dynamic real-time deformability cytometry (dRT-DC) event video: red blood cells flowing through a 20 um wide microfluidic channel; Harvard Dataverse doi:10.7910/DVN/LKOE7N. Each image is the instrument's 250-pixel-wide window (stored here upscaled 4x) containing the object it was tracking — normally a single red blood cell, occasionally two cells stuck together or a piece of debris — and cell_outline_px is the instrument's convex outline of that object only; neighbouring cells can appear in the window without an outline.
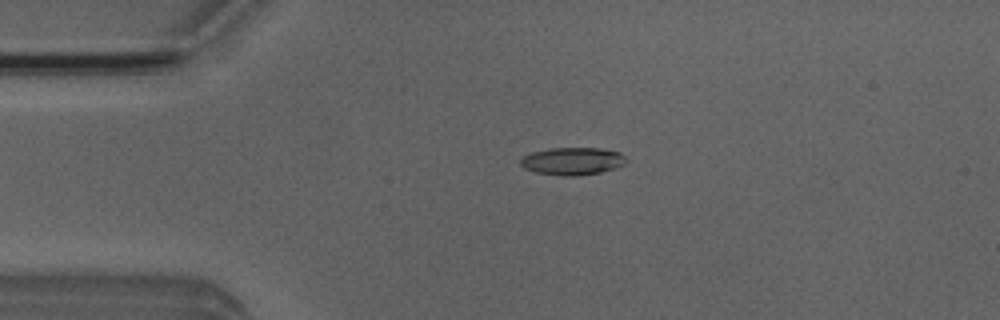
{"species": "Egyptian fruit bat (a non-hibernating species)", "species_latin": "Rousettus aegyptiacus", "temperature_condition": "room temperature", "stored_images_in_passage": 41, "camera_frame_rate_fps": 3000, "um_per_image_px": 0.085, "animal": {"sex": "male"}, "frame": {"image": 1, "passage_image": 1, "time_ms": 0.0, "image_size_px": [1000, 320], "cell_outline_px": [[628, 160], [624, 164], [616, 168], [600, 172], [576, 176], [560, 176], [536, 172], [524, 168], [520, 164], [520, 160], [524, 156], [532, 152], [552, 148], [600, 148], [620, 152]], "centroid_in_image_um": [48.68, 13.7], "position_along_channel_um": 36.3, "area_um2": 16.99}}
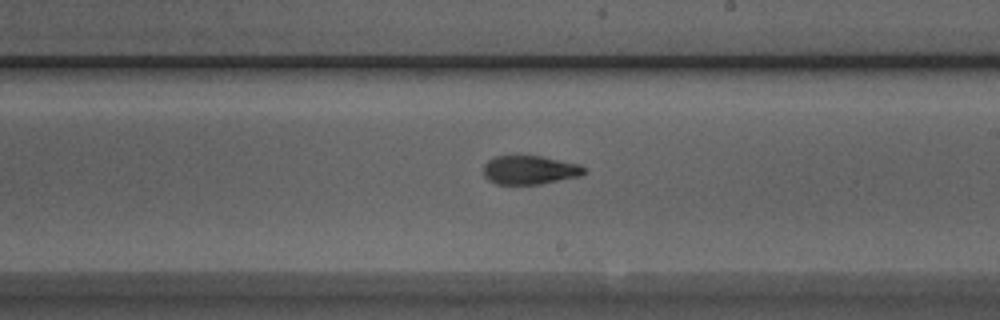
{"frame": {"image": 2, "passage_image": 19, "time_ms": 6.0, "image_size_px": [1000, 320], "cell_outline_px": [[588, 172], [580, 176], [540, 184], [496, 184], [488, 180], [484, 176], [484, 164], [488, 160], [496, 156], [540, 156], [580, 164]], "centroid_in_image_um": [45.03, 14.45], "position_along_channel_um": 244.0, "area_um2": 16.88}}
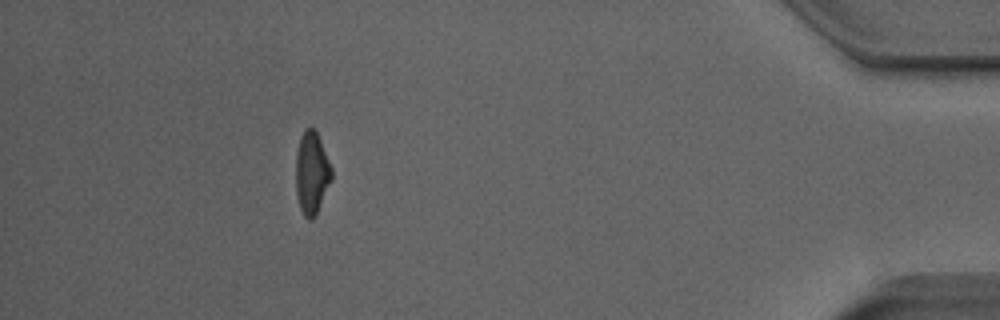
{"frame": {"image": 3, "passage_image": 36, "time_ms": 11.667, "image_size_px": [1000, 320], "cell_outline_px": [[332, 180], [316, 216], [312, 220], [308, 220], [304, 216], [300, 208], [296, 196], [296, 152], [300, 136], [304, 128], [312, 128], [316, 132], [320, 140], [332, 168]], "centroid_in_image_um": [26.49, 14.74], "position_along_channel_um": 408.7, "area_um2": 17.4}, "authors_computed_cell_mechanics": {"area_um2": 17.2822, "velocity_mm_per_s": 3.9876, "shape_relaxation_time_tau1_ms": 5.0901, "shape_relaxation_time_tau2_ms": 3.2806, "deformation_change_tau1": 0.1832, "deformation_change_tau2": 0.0919}}